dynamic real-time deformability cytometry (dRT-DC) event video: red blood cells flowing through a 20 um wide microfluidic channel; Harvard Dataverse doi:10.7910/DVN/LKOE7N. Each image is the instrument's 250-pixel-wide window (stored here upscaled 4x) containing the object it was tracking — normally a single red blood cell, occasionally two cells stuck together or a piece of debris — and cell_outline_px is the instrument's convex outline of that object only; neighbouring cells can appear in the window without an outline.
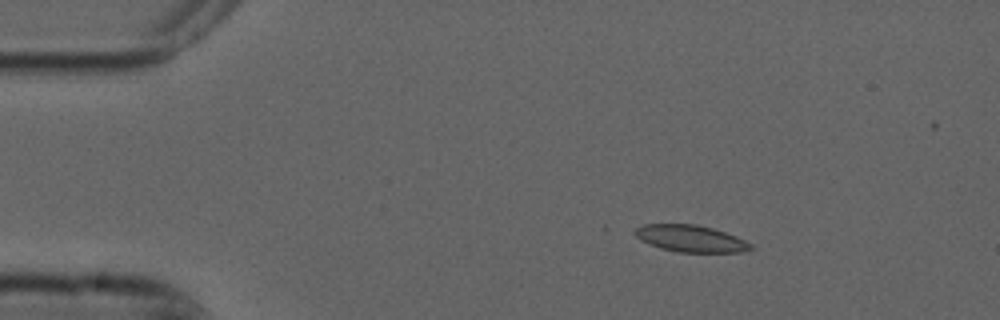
{"species": "common noctule bat (a hibernating species)", "species_latin": "Nyctalus noctula", "temperature_condition": "cold", "stored_images_in_passage": 3, "camera_frame_rate_fps": 3000, "um_per_image_px": 0.085, "animal": {"sex": "male", "forearm_length_mm": 52.5}, "frame": {"image": 1, "passage_image": 3, "time_ms": 0.667, "image_size_px": [1000, 320], "cell_outline_px": [[756, 248], [740, 252], [680, 252], [660, 248], [640, 240], [632, 232], [636, 228], [644, 224], [696, 224], [712, 228], [736, 236], [752, 244]], "centroid_in_image_um": [58.7, 20.27], "position_along_channel_um": 26.3, "area_um2": 18.09}}